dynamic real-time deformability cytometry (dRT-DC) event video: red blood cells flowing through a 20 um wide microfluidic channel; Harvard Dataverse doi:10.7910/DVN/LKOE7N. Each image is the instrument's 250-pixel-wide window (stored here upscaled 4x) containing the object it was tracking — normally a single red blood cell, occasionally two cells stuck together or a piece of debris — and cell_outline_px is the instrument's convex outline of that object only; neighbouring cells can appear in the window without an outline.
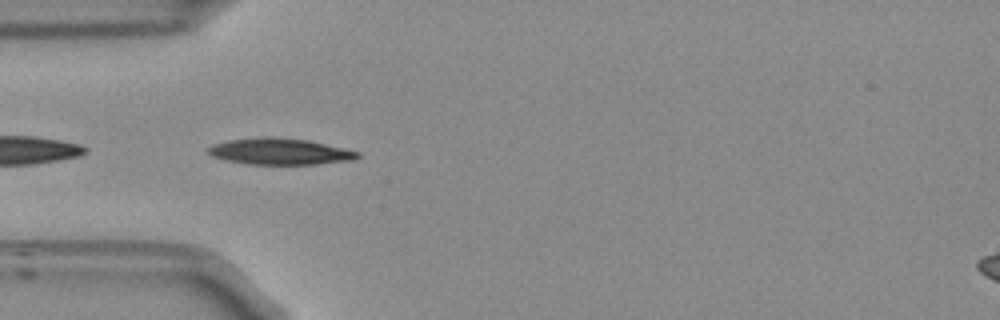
{"species": "Egyptian fruit bat (a non-hibernating species)", "species_latin": "Rousettus aegyptiacus", "temperature_condition": "room temperature", "stored_images_in_passage": 39, "camera_frame_rate_fps": 3000, "um_per_image_px": 0.085, "frame": {"image": 1, "passage_image": 1, "time_ms": 0.0, "image_size_px": [1000, 320], "cell_outline_px": [[360, 156], [352, 160], [316, 164], [252, 164], [228, 160], [212, 156], [208, 152], [208, 148], [212, 144], [228, 140], [264, 136], [272, 136], [308, 140], [344, 148], [360, 152]], "centroid_in_image_um": [23.8, 12.86], "position_along_channel_um": 61.2, "area_um2": 22.83}}
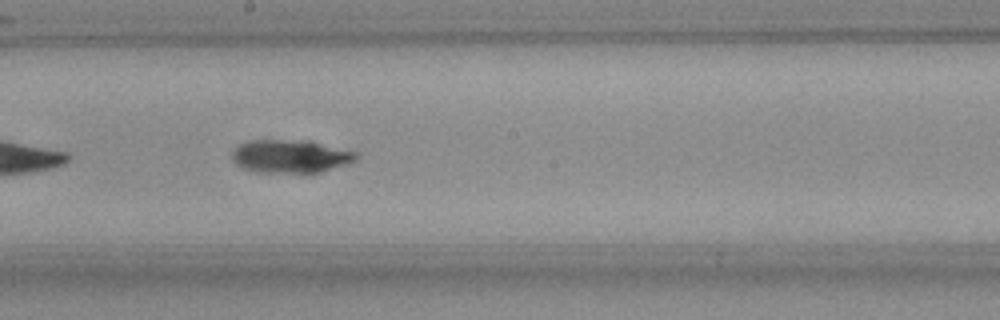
{"frame": {"image": 2, "passage_image": 14, "time_ms": 4.333, "image_size_px": [1000, 320], "cell_outline_px": [[360, 156], [356, 160], [332, 168], [316, 172], [260, 172], [244, 168], [236, 164], [232, 160], [232, 152], [240, 144], [252, 140], [284, 140], [312, 144], [356, 152]], "centroid_in_image_um": [24.6, 13.31], "position_along_channel_um": 223.6, "area_um2": 22.72}}
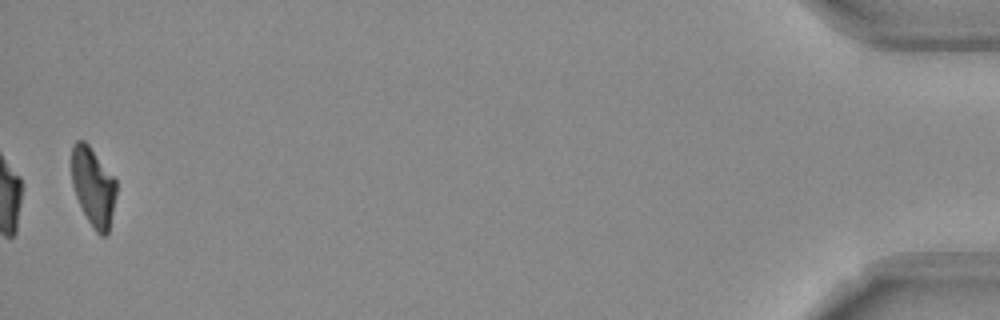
{"frame": {"image": 3, "passage_image": 38, "time_ms": 12.333, "image_size_px": [1000, 320], "cell_outline_px": [[116, 196], [108, 232], [104, 236], [100, 236], [92, 228], [76, 196], [72, 184], [72, 144], [76, 140], [84, 140], [88, 144], [116, 180]], "centroid_in_image_um": [7.92, 15.87], "position_along_channel_um": 427.3, "area_um2": 20.29}, "authors_computed_cell_mechanics": {"area_um2": 22.542, "velocity_mm_per_s": 3.7477, "shape_relaxation_time_tau1_ms": 5.5258, "shape_relaxation_time_tau2_ms": 4.4563, "deformation_change_tau1": 0.1675, "deformation_change_tau2": 0.089}}